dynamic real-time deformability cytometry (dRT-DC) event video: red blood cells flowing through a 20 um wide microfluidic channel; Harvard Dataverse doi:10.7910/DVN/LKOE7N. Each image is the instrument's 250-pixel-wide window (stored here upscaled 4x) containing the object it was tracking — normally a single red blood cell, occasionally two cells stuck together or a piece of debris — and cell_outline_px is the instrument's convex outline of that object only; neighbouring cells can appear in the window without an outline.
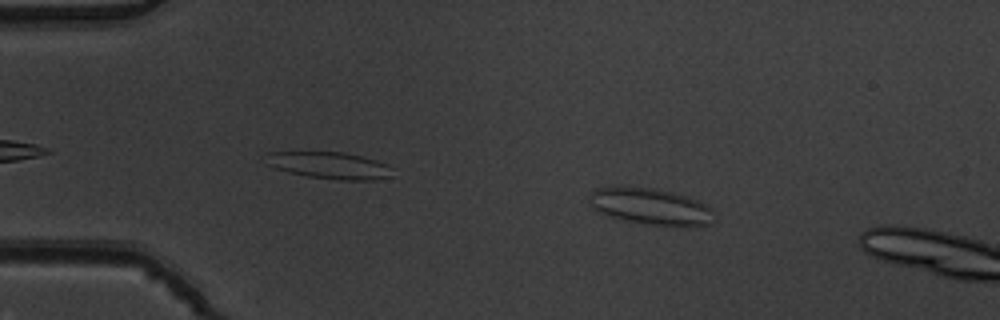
{"species": "common noctule bat (a hibernating species)", "species_latin": "Nyctalus noctula", "temperature_condition": "warm", "stored_images_in_passage": 11, "camera_frame_rate_fps": 3000, "um_per_image_px": 0.085, "animal": {"sex": "male", "body_mass_g": 19.5, "forearm_length_mm": 54.6}, "frame": {"image": 1, "passage_image": 7, "time_ms": 2.0, "image_size_px": [1000, 320], "cell_outline_px": [[712, 224], [688, 228], [644, 224], [624, 220], [600, 212], [588, 204], [588, 200], [592, 192], [596, 188], [612, 184], [620, 184], [656, 188], [688, 196], [704, 204], [708, 208]], "centroid_in_image_um": [55.23, 17.52], "position_along_channel_um": 29.8, "area_um2": 27.22}}